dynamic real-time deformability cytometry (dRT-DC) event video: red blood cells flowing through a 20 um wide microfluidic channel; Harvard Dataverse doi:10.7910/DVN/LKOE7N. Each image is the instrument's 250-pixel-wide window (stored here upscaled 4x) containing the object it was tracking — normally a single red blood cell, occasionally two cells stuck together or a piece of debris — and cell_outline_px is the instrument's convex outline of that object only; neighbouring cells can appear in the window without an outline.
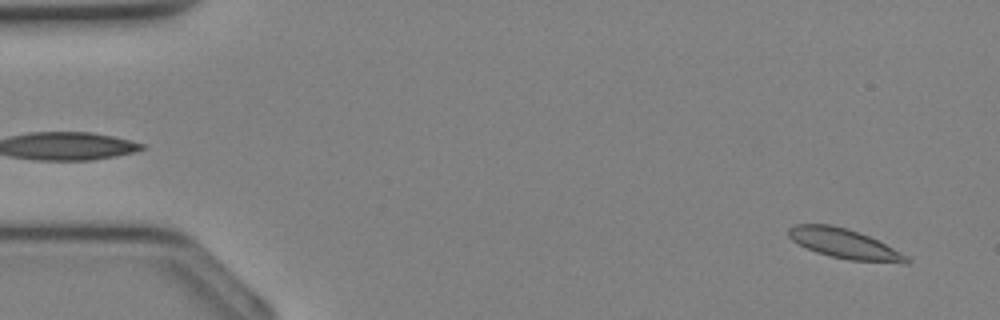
{"species": "Egyptian fruit bat (a non-hibernating species)", "species_latin": "Rousettus aegyptiacus", "temperature_condition": "cold", "stored_images_in_passage": 36, "camera_frame_rate_fps": 3000, "um_per_image_px": 0.085, "animal": {"sex": "female"}, "frame": {"image": 1, "passage_image": 2, "time_ms": 0.333, "image_size_px": [1000, 320], "cell_outline_px": [[912, 260], [908, 264], [904, 264], [848, 260], [816, 252], [792, 240], [788, 236], [788, 228], [796, 224], [828, 224], [848, 228], [868, 236], [908, 256]], "centroid_in_image_um": [71.8, 20.73], "position_along_channel_um": 13.2, "area_um2": 20.35}}
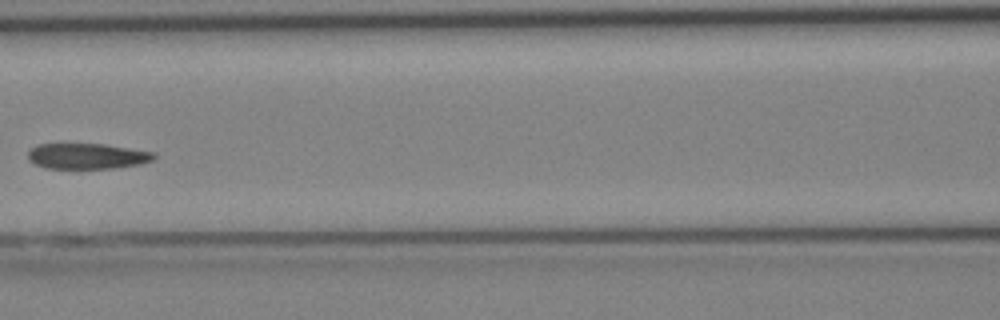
{"frame": {"image": 2, "passage_image": 16, "time_ms": 5.0, "image_size_px": [1000, 320], "cell_outline_px": [[156, 156], [152, 160], [140, 164], [116, 168], [48, 168], [36, 164], [28, 160], [28, 152], [36, 144], [104, 144], [156, 152]], "centroid_in_image_um": [7.43, 13.26], "position_along_channel_um": 159.2, "area_um2": 18.79}}
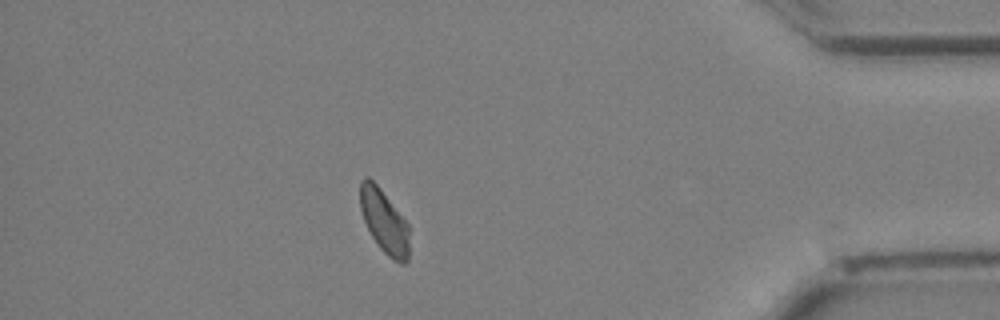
{"frame": {"image": 3, "passage_image": 31, "time_ms": 10.0, "image_size_px": [1000, 320], "cell_outline_px": [[408, 260], [404, 264], [400, 264], [392, 260], [380, 248], [372, 236], [364, 220], [360, 208], [360, 180], [364, 176], [368, 176], [380, 188], [408, 224]], "centroid_in_image_um": [32.64, 18.82], "position_along_channel_um": 402.6, "area_um2": 18.03}}